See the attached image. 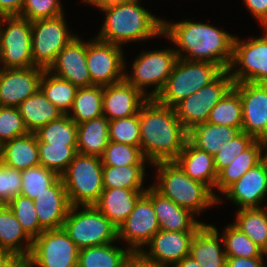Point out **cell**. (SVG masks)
<instances>
[{"mask_svg": "<svg viewBox=\"0 0 267 267\" xmlns=\"http://www.w3.org/2000/svg\"><path fill=\"white\" fill-rule=\"evenodd\" d=\"M162 35L173 43L178 58L212 62L223 70H228L231 65L235 35L212 24L189 19L179 22L163 20Z\"/></svg>", "mask_w": 267, "mask_h": 267, "instance_id": "obj_1", "label": "cell"}, {"mask_svg": "<svg viewBox=\"0 0 267 267\" xmlns=\"http://www.w3.org/2000/svg\"><path fill=\"white\" fill-rule=\"evenodd\" d=\"M140 150L149 166L157 162L174 161L182 151L188 131L175 109L148 99L139 110Z\"/></svg>", "mask_w": 267, "mask_h": 267, "instance_id": "obj_2", "label": "cell"}, {"mask_svg": "<svg viewBox=\"0 0 267 267\" xmlns=\"http://www.w3.org/2000/svg\"><path fill=\"white\" fill-rule=\"evenodd\" d=\"M140 1L133 0L101 9L105 18L95 37L121 47L130 42L163 37V19L142 7Z\"/></svg>", "mask_w": 267, "mask_h": 267, "instance_id": "obj_3", "label": "cell"}, {"mask_svg": "<svg viewBox=\"0 0 267 267\" xmlns=\"http://www.w3.org/2000/svg\"><path fill=\"white\" fill-rule=\"evenodd\" d=\"M151 166L156 169V182L151 186L196 217L203 210L217 205L213 192L205 184L192 180L175 161L157 162Z\"/></svg>", "mask_w": 267, "mask_h": 267, "instance_id": "obj_4", "label": "cell"}, {"mask_svg": "<svg viewBox=\"0 0 267 267\" xmlns=\"http://www.w3.org/2000/svg\"><path fill=\"white\" fill-rule=\"evenodd\" d=\"M224 70L208 61L178 58L172 73L155 100L174 108L179 102L215 80Z\"/></svg>", "mask_w": 267, "mask_h": 267, "instance_id": "obj_5", "label": "cell"}, {"mask_svg": "<svg viewBox=\"0 0 267 267\" xmlns=\"http://www.w3.org/2000/svg\"><path fill=\"white\" fill-rule=\"evenodd\" d=\"M177 60L178 55L173 47L143 50L133 61L130 73L126 71L125 61L124 79L148 99H155L163 89ZM150 86L154 87L147 92Z\"/></svg>", "mask_w": 267, "mask_h": 267, "instance_id": "obj_6", "label": "cell"}, {"mask_svg": "<svg viewBox=\"0 0 267 267\" xmlns=\"http://www.w3.org/2000/svg\"><path fill=\"white\" fill-rule=\"evenodd\" d=\"M63 229L79 249L118 241L117 227L94 205L71 206Z\"/></svg>", "mask_w": 267, "mask_h": 267, "instance_id": "obj_7", "label": "cell"}, {"mask_svg": "<svg viewBox=\"0 0 267 267\" xmlns=\"http://www.w3.org/2000/svg\"><path fill=\"white\" fill-rule=\"evenodd\" d=\"M71 206L94 205L104 189L100 157L77 153L60 176Z\"/></svg>", "mask_w": 267, "mask_h": 267, "instance_id": "obj_8", "label": "cell"}, {"mask_svg": "<svg viewBox=\"0 0 267 267\" xmlns=\"http://www.w3.org/2000/svg\"><path fill=\"white\" fill-rule=\"evenodd\" d=\"M0 65L13 69L33 66L32 25L28 19L0 17Z\"/></svg>", "mask_w": 267, "mask_h": 267, "instance_id": "obj_9", "label": "cell"}, {"mask_svg": "<svg viewBox=\"0 0 267 267\" xmlns=\"http://www.w3.org/2000/svg\"><path fill=\"white\" fill-rule=\"evenodd\" d=\"M263 36L248 40L234 37L229 72L233 83H267V27Z\"/></svg>", "mask_w": 267, "mask_h": 267, "instance_id": "obj_10", "label": "cell"}, {"mask_svg": "<svg viewBox=\"0 0 267 267\" xmlns=\"http://www.w3.org/2000/svg\"><path fill=\"white\" fill-rule=\"evenodd\" d=\"M79 250L63 228L44 230L33 239L26 267H77Z\"/></svg>", "mask_w": 267, "mask_h": 267, "instance_id": "obj_11", "label": "cell"}, {"mask_svg": "<svg viewBox=\"0 0 267 267\" xmlns=\"http://www.w3.org/2000/svg\"><path fill=\"white\" fill-rule=\"evenodd\" d=\"M65 13L31 21L33 66L48 70L59 52L75 37L68 29Z\"/></svg>", "mask_w": 267, "mask_h": 267, "instance_id": "obj_12", "label": "cell"}, {"mask_svg": "<svg viewBox=\"0 0 267 267\" xmlns=\"http://www.w3.org/2000/svg\"><path fill=\"white\" fill-rule=\"evenodd\" d=\"M233 87L229 70H224L215 80L179 102L176 115L183 127L189 131L196 125L206 123L212 108Z\"/></svg>", "mask_w": 267, "mask_h": 267, "instance_id": "obj_13", "label": "cell"}, {"mask_svg": "<svg viewBox=\"0 0 267 267\" xmlns=\"http://www.w3.org/2000/svg\"><path fill=\"white\" fill-rule=\"evenodd\" d=\"M196 232L158 230L145 248L136 255V259L146 267H173L190 255L191 243Z\"/></svg>", "mask_w": 267, "mask_h": 267, "instance_id": "obj_14", "label": "cell"}, {"mask_svg": "<svg viewBox=\"0 0 267 267\" xmlns=\"http://www.w3.org/2000/svg\"><path fill=\"white\" fill-rule=\"evenodd\" d=\"M122 47L92 38L86 41V64L91 86H106L124 80L125 58Z\"/></svg>", "mask_w": 267, "mask_h": 267, "instance_id": "obj_15", "label": "cell"}, {"mask_svg": "<svg viewBox=\"0 0 267 267\" xmlns=\"http://www.w3.org/2000/svg\"><path fill=\"white\" fill-rule=\"evenodd\" d=\"M117 229L118 241H124L126 247L135 255L160 230L152 201L145 193L138 199L133 211Z\"/></svg>", "mask_w": 267, "mask_h": 267, "instance_id": "obj_16", "label": "cell"}, {"mask_svg": "<svg viewBox=\"0 0 267 267\" xmlns=\"http://www.w3.org/2000/svg\"><path fill=\"white\" fill-rule=\"evenodd\" d=\"M233 88L242 102L241 131L262 140L267 135V83H233Z\"/></svg>", "mask_w": 267, "mask_h": 267, "instance_id": "obj_17", "label": "cell"}, {"mask_svg": "<svg viewBox=\"0 0 267 267\" xmlns=\"http://www.w3.org/2000/svg\"><path fill=\"white\" fill-rule=\"evenodd\" d=\"M45 69L0 68V106L18 107L40 89V80Z\"/></svg>", "mask_w": 267, "mask_h": 267, "instance_id": "obj_18", "label": "cell"}, {"mask_svg": "<svg viewBox=\"0 0 267 267\" xmlns=\"http://www.w3.org/2000/svg\"><path fill=\"white\" fill-rule=\"evenodd\" d=\"M267 196V162L263 159L248 170L238 181L229 186L217 199L219 205L222 197L235 204L238 209L262 208ZM221 197V198H220ZM260 204V205H259Z\"/></svg>", "mask_w": 267, "mask_h": 267, "instance_id": "obj_19", "label": "cell"}, {"mask_svg": "<svg viewBox=\"0 0 267 267\" xmlns=\"http://www.w3.org/2000/svg\"><path fill=\"white\" fill-rule=\"evenodd\" d=\"M48 71L68 80L77 88L91 86V76L86 64V41L75 36L59 52Z\"/></svg>", "mask_w": 267, "mask_h": 267, "instance_id": "obj_20", "label": "cell"}, {"mask_svg": "<svg viewBox=\"0 0 267 267\" xmlns=\"http://www.w3.org/2000/svg\"><path fill=\"white\" fill-rule=\"evenodd\" d=\"M147 100V97L125 79L103 86V115L108 120L136 115Z\"/></svg>", "mask_w": 267, "mask_h": 267, "instance_id": "obj_21", "label": "cell"}, {"mask_svg": "<svg viewBox=\"0 0 267 267\" xmlns=\"http://www.w3.org/2000/svg\"><path fill=\"white\" fill-rule=\"evenodd\" d=\"M145 194L151 199L160 230L165 231H198L205 223L196 220L195 214L180 207L169 198L162 196L152 186Z\"/></svg>", "mask_w": 267, "mask_h": 267, "instance_id": "obj_22", "label": "cell"}, {"mask_svg": "<svg viewBox=\"0 0 267 267\" xmlns=\"http://www.w3.org/2000/svg\"><path fill=\"white\" fill-rule=\"evenodd\" d=\"M39 224L44 230L63 228L71 207L62 178L33 200Z\"/></svg>", "mask_w": 267, "mask_h": 267, "instance_id": "obj_23", "label": "cell"}, {"mask_svg": "<svg viewBox=\"0 0 267 267\" xmlns=\"http://www.w3.org/2000/svg\"><path fill=\"white\" fill-rule=\"evenodd\" d=\"M190 256L201 267H226L227 257L224 243L216 226L205 223L195 233L191 243Z\"/></svg>", "mask_w": 267, "mask_h": 267, "instance_id": "obj_24", "label": "cell"}, {"mask_svg": "<svg viewBox=\"0 0 267 267\" xmlns=\"http://www.w3.org/2000/svg\"><path fill=\"white\" fill-rule=\"evenodd\" d=\"M33 239L25 232L7 204H0V252L26 260Z\"/></svg>", "mask_w": 267, "mask_h": 267, "instance_id": "obj_25", "label": "cell"}, {"mask_svg": "<svg viewBox=\"0 0 267 267\" xmlns=\"http://www.w3.org/2000/svg\"><path fill=\"white\" fill-rule=\"evenodd\" d=\"M146 190L104 188L94 206L117 228L133 211L138 199Z\"/></svg>", "mask_w": 267, "mask_h": 267, "instance_id": "obj_26", "label": "cell"}, {"mask_svg": "<svg viewBox=\"0 0 267 267\" xmlns=\"http://www.w3.org/2000/svg\"><path fill=\"white\" fill-rule=\"evenodd\" d=\"M174 161L192 180L205 184L214 194L217 173L212 155L199 150L187 140Z\"/></svg>", "mask_w": 267, "mask_h": 267, "instance_id": "obj_27", "label": "cell"}, {"mask_svg": "<svg viewBox=\"0 0 267 267\" xmlns=\"http://www.w3.org/2000/svg\"><path fill=\"white\" fill-rule=\"evenodd\" d=\"M135 260L129 248L109 243L80 249L77 267H128Z\"/></svg>", "mask_w": 267, "mask_h": 267, "instance_id": "obj_28", "label": "cell"}, {"mask_svg": "<svg viewBox=\"0 0 267 267\" xmlns=\"http://www.w3.org/2000/svg\"><path fill=\"white\" fill-rule=\"evenodd\" d=\"M0 162L20 171L40 165L35 133L29 132L3 143Z\"/></svg>", "mask_w": 267, "mask_h": 267, "instance_id": "obj_29", "label": "cell"}, {"mask_svg": "<svg viewBox=\"0 0 267 267\" xmlns=\"http://www.w3.org/2000/svg\"><path fill=\"white\" fill-rule=\"evenodd\" d=\"M262 160V142L261 140H255L247 149L235 157L226 168L217 174L214 196L218 199L229 186L238 181L248 170L259 164ZM216 191L217 194L215 193Z\"/></svg>", "mask_w": 267, "mask_h": 267, "instance_id": "obj_30", "label": "cell"}, {"mask_svg": "<svg viewBox=\"0 0 267 267\" xmlns=\"http://www.w3.org/2000/svg\"><path fill=\"white\" fill-rule=\"evenodd\" d=\"M240 132L238 128L206 122L191 128L187 140L199 150L214 156Z\"/></svg>", "mask_w": 267, "mask_h": 267, "instance_id": "obj_31", "label": "cell"}, {"mask_svg": "<svg viewBox=\"0 0 267 267\" xmlns=\"http://www.w3.org/2000/svg\"><path fill=\"white\" fill-rule=\"evenodd\" d=\"M108 128L104 115L77 124V153L101 157L109 143Z\"/></svg>", "mask_w": 267, "mask_h": 267, "instance_id": "obj_32", "label": "cell"}, {"mask_svg": "<svg viewBox=\"0 0 267 267\" xmlns=\"http://www.w3.org/2000/svg\"><path fill=\"white\" fill-rule=\"evenodd\" d=\"M17 108L26 128L33 133L40 127L64 115L46 98L40 89L18 105Z\"/></svg>", "mask_w": 267, "mask_h": 267, "instance_id": "obj_33", "label": "cell"}, {"mask_svg": "<svg viewBox=\"0 0 267 267\" xmlns=\"http://www.w3.org/2000/svg\"><path fill=\"white\" fill-rule=\"evenodd\" d=\"M103 86L92 85L78 88L72 107L67 114L76 124L103 115Z\"/></svg>", "mask_w": 267, "mask_h": 267, "instance_id": "obj_34", "label": "cell"}, {"mask_svg": "<svg viewBox=\"0 0 267 267\" xmlns=\"http://www.w3.org/2000/svg\"><path fill=\"white\" fill-rule=\"evenodd\" d=\"M232 224L248 238L267 251V210L265 208H242L235 213Z\"/></svg>", "mask_w": 267, "mask_h": 267, "instance_id": "obj_35", "label": "cell"}, {"mask_svg": "<svg viewBox=\"0 0 267 267\" xmlns=\"http://www.w3.org/2000/svg\"><path fill=\"white\" fill-rule=\"evenodd\" d=\"M147 165L106 166L103 165L104 188L146 190L144 186Z\"/></svg>", "mask_w": 267, "mask_h": 267, "instance_id": "obj_36", "label": "cell"}, {"mask_svg": "<svg viewBox=\"0 0 267 267\" xmlns=\"http://www.w3.org/2000/svg\"><path fill=\"white\" fill-rule=\"evenodd\" d=\"M77 89L68 80L55 76L48 70L44 71L40 80V90L64 115L69 113Z\"/></svg>", "mask_w": 267, "mask_h": 267, "instance_id": "obj_37", "label": "cell"}, {"mask_svg": "<svg viewBox=\"0 0 267 267\" xmlns=\"http://www.w3.org/2000/svg\"><path fill=\"white\" fill-rule=\"evenodd\" d=\"M207 122L238 128L241 131L243 114L239 93L232 87L210 111Z\"/></svg>", "mask_w": 267, "mask_h": 267, "instance_id": "obj_38", "label": "cell"}, {"mask_svg": "<svg viewBox=\"0 0 267 267\" xmlns=\"http://www.w3.org/2000/svg\"><path fill=\"white\" fill-rule=\"evenodd\" d=\"M34 133L45 144L77 145V124L68 115L49 122Z\"/></svg>", "mask_w": 267, "mask_h": 267, "instance_id": "obj_39", "label": "cell"}, {"mask_svg": "<svg viewBox=\"0 0 267 267\" xmlns=\"http://www.w3.org/2000/svg\"><path fill=\"white\" fill-rule=\"evenodd\" d=\"M221 237L226 257H265L264 251L233 224L224 227Z\"/></svg>", "mask_w": 267, "mask_h": 267, "instance_id": "obj_40", "label": "cell"}, {"mask_svg": "<svg viewBox=\"0 0 267 267\" xmlns=\"http://www.w3.org/2000/svg\"><path fill=\"white\" fill-rule=\"evenodd\" d=\"M39 162L41 166L61 176L77 154V145H52L37 139Z\"/></svg>", "mask_w": 267, "mask_h": 267, "instance_id": "obj_41", "label": "cell"}, {"mask_svg": "<svg viewBox=\"0 0 267 267\" xmlns=\"http://www.w3.org/2000/svg\"><path fill=\"white\" fill-rule=\"evenodd\" d=\"M21 175V195L29 197L31 200L47 191V188L60 178L57 173L41 165L22 170Z\"/></svg>", "mask_w": 267, "mask_h": 267, "instance_id": "obj_42", "label": "cell"}, {"mask_svg": "<svg viewBox=\"0 0 267 267\" xmlns=\"http://www.w3.org/2000/svg\"><path fill=\"white\" fill-rule=\"evenodd\" d=\"M106 166L145 165L149 162L144 158L140 147L109 141L100 157Z\"/></svg>", "mask_w": 267, "mask_h": 267, "instance_id": "obj_43", "label": "cell"}, {"mask_svg": "<svg viewBox=\"0 0 267 267\" xmlns=\"http://www.w3.org/2000/svg\"><path fill=\"white\" fill-rule=\"evenodd\" d=\"M7 206L12 210L18 222L32 239L38 237L44 231L39 224L33 200L29 197L18 195Z\"/></svg>", "mask_w": 267, "mask_h": 267, "instance_id": "obj_44", "label": "cell"}, {"mask_svg": "<svg viewBox=\"0 0 267 267\" xmlns=\"http://www.w3.org/2000/svg\"><path fill=\"white\" fill-rule=\"evenodd\" d=\"M109 141L140 147L139 113L125 118L109 120Z\"/></svg>", "mask_w": 267, "mask_h": 267, "instance_id": "obj_45", "label": "cell"}, {"mask_svg": "<svg viewBox=\"0 0 267 267\" xmlns=\"http://www.w3.org/2000/svg\"><path fill=\"white\" fill-rule=\"evenodd\" d=\"M28 133L18 108L0 106V142L2 144Z\"/></svg>", "mask_w": 267, "mask_h": 267, "instance_id": "obj_46", "label": "cell"}, {"mask_svg": "<svg viewBox=\"0 0 267 267\" xmlns=\"http://www.w3.org/2000/svg\"><path fill=\"white\" fill-rule=\"evenodd\" d=\"M63 10L60 0H24L19 16L33 21L58 17L64 14Z\"/></svg>", "mask_w": 267, "mask_h": 267, "instance_id": "obj_47", "label": "cell"}, {"mask_svg": "<svg viewBox=\"0 0 267 267\" xmlns=\"http://www.w3.org/2000/svg\"><path fill=\"white\" fill-rule=\"evenodd\" d=\"M255 139L249 134L241 131L236 135L225 148L220 150L213 156L214 167L218 174L222 169L226 168L240 153L247 149Z\"/></svg>", "mask_w": 267, "mask_h": 267, "instance_id": "obj_48", "label": "cell"}, {"mask_svg": "<svg viewBox=\"0 0 267 267\" xmlns=\"http://www.w3.org/2000/svg\"><path fill=\"white\" fill-rule=\"evenodd\" d=\"M21 171L0 162V204H8L14 197L21 195Z\"/></svg>", "mask_w": 267, "mask_h": 267, "instance_id": "obj_49", "label": "cell"}, {"mask_svg": "<svg viewBox=\"0 0 267 267\" xmlns=\"http://www.w3.org/2000/svg\"><path fill=\"white\" fill-rule=\"evenodd\" d=\"M249 13L260 23L261 28L267 27V0H243Z\"/></svg>", "mask_w": 267, "mask_h": 267, "instance_id": "obj_50", "label": "cell"}, {"mask_svg": "<svg viewBox=\"0 0 267 267\" xmlns=\"http://www.w3.org/2000/svg\"><path fill=\"white\" fill-rule=\"evenodd\" d=\"M264 257H227L226 267H264Z\"/></svg>", "mask_w": 267, "mask_h": 267, "instance_id": "obj_51", "label": "cell"}, {"mask_svg": "<svg viewBox=\"0 0 267 267\" xmlns=\"http://www.w3.org/2000/svg\"><path fill=\"white\" fill-rule=\"evenodd\" d=\"M24 0H0L1 16H19Z\"/></svg>", "mask_w": 267, "mask_h": 267, "instance_id": "obj_52", "label": "cell"}, {"mask_svg": "<svg viewBox=\"0 0 267 267\" xmlns=\"http://www.w3.org/2000/svg\"><path fill=\"white\" fill-rule=\"evenodd\" d=\"M0 267H26V260L0 252Z\"/></svg>", "mask_w": 267, "mask_h": 267, "instance_id": "obj_53", "label": "cell"}, {"mask_svg": "<svg viewBox=\"0 0 267 267\" xmlns=\"http://www.w3.org/2000/svg\"><path fill=\"white\" fill-rule=\"evenodd\" d=\"M83 3L90 4V6H94L97 9L101 10L105 7L118 5L122 3H127L133 0H83Z\"/></svg>", "mask_w": 267, "mask_h": 267, "instance_id": "obj_54", "label": "cell"}, {"mask_svg": "<svg viewBox=\"0 0 267 267\" xmlns=\"http://www.w3.org/2000/svg\"><path fill=\"white\" fill-rule=\"evenodd\" d=\"M173 267H201L200 264L194 260L190 255L184 257L181 261L176 263Z\"/></svg>", "mask_w": 267, "mask_h": 267, "instance_id": "obj_55", "label": "cell"}, {"mask_svg": "<svg viewBox=\"0 0 267 267\" xmlns=\"http://www.w3.org/2000/svg\"><path fill=\"white\" fill-rule=\"evenodd\" d=\"M263 147V159L267 162V135L261 140Z\"/></svg>", "mask_w": 267, "mask_h": 267, "instance_id": "obj_56", "label": "cell"}, {"mask_svg": "<svg viewBox=\"0 0 267 267\" xmlns=\"http://www.w3.org/2000/svg\"><path fill=\"white\" fill-rule=\"evenodd\" d=\"M128 267H142V263H140L137 259Z\"/></svg>", "mask_w": 267, "mask_h": 267, "instance_id": "obj_57", "label": "cell"}, {"mask_svg": "<svg viewBox=\"0 0 267 267\" xmlns=\"http://www.w3.org/2000/svg\"><path fill=\"white\" fill-rule=\"evenodd\" d=\"M1 153H2V143L0 142V157H1Z\"/></svg>", "mask_w": 267, "mask_h": 267, "instance_id": "obj_58", "label": "cell"}, {"mask_svg": "<svg viewBox=\"0 0 267 267\" xmlns=\"http://www.w3.org/2000/svg\"><path fill=\"white\" fill-rule=\"evenodd\" d=\"M264 256H266V257H267V251H266V252H264ZM266 260H267V259H266ZM264 267H267L266 263H264Z\"/></svg>", "mask_w": 267, "mask_h": 267, "instance_id": "obj_59", "label": "cell"}]
</instances>
